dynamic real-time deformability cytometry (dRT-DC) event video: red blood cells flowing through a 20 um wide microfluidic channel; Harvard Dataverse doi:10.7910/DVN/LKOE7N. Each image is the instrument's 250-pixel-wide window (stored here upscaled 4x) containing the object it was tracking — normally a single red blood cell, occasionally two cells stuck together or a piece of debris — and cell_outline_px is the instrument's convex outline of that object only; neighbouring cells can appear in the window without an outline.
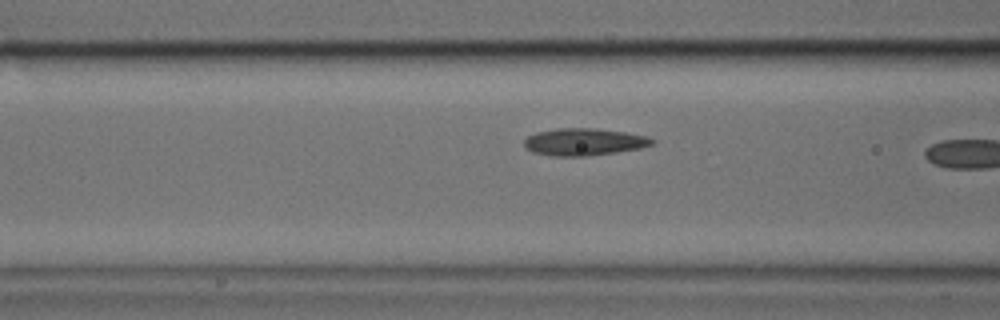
{"species": "common noctule bat (a hibernating species)", "species_latin": "Nyctalus noctula", "temperature_condition": "cold", "stored_images_in_passage": 18, "camera_frame_rate_fps": 3000, "um_per_image_px": 0.085, "animal": {"sex": "male", "body_mass_g": 17.9, "forearm_length_mm": 54.2}, "frame": {"image": 1, "passage_image": 16, "time_ms": 5.0, "image_size_px": [1000, 320], "cell_outline_px": [[656, 140], [652, 144], [640, 148], [616, 152], [588, 156], [552, 156], [532, 152], [524, 144], [524, 140], [528, 136], [536, 132], [556, 128], [596, 128], [624, 132], [648, 136]], "centroid_in_image_um": [49.64, 12.06], "position_along_channel_um": 117.0, "area_um2": 20.29}}